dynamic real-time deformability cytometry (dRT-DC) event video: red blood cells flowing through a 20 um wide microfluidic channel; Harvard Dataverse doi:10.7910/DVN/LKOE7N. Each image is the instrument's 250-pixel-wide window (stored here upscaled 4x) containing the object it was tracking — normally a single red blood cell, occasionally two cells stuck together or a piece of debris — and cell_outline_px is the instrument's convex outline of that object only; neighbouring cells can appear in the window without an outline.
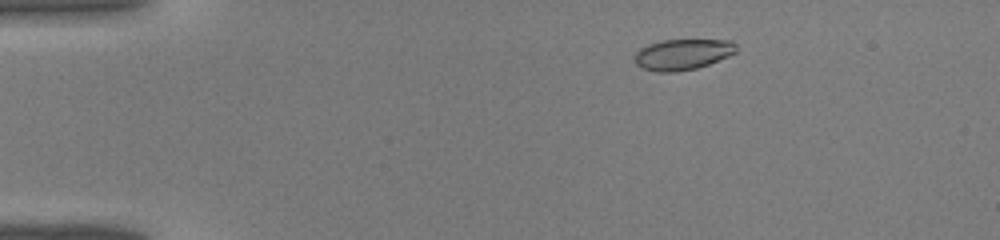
{"species": "common noctule bat (a hibernating species)", "species_latin": "Nyctalus noctula", "temperature_condition": "warm", "stored_images_in_passage": 8, "camera_frame_rate_fps": 3000, "um_per_image_px": 0.085, "animal": {"sex": "male", "body_mass_g": 19.0, "forearm_length_mm": 50.8}, "frame": {"image": 1, "passage_image": 2, "time_ms": 0.333, "image_size_px": [1000, 240], "cell_outline_px": [[736, 52], [728, 56], [708, 64], [696, 68], [676, 72], [656, 72], [640, 68], [636, 64], [636, 52], [640, 48], [648, 44], [660, 40], [732, 40], [736, 44]], "centroid_in_image_um": [58.0, 4.62], "position_along_channel_um": 27.0, "area_um2": 18.26}}